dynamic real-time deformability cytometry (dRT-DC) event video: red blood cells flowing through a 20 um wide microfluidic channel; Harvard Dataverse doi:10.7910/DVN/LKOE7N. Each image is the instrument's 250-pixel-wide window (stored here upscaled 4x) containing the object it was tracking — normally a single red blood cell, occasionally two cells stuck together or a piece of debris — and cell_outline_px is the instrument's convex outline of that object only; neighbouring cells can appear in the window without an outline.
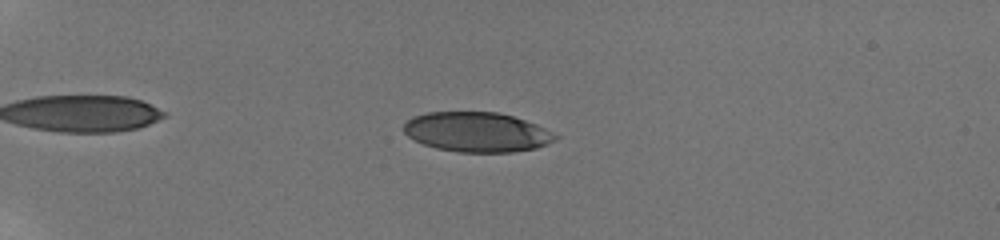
{"species": "human", "species_latin": "Homo sapiens", "temperature_condition": "room temperature", "stored_images_in_passage": 57, "camera_frame_rate_fps": 3000, "um_per_image_px": 0.085, "donor": {"sex": "male"}, "frame": {"image": 1, "passage_image": 17, "time_ms": 5.333, "image_size_px": [1000, 240], "cell_outline_px": [[560, 136], [556, 140], [548, 144], [536, 148], [512, 152], [456, 152], [436, 148], [424, 144], [408, 136], [404, 132], [404, 124], [412, 116], [428, 112], [500, 112], [536, 124]], "centroid_in_image_um": [40.55, 11.22], "position_along_channel_um": 44.5, "area_um2": 35.14}}
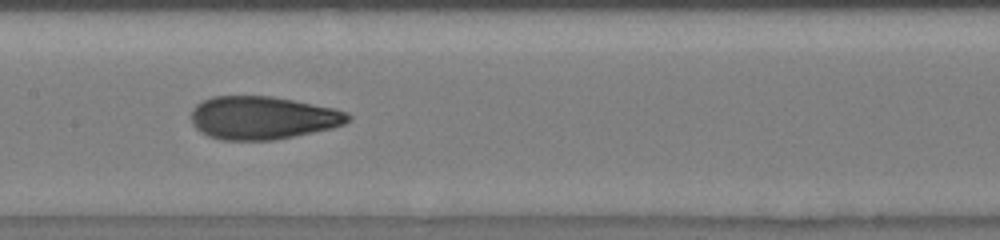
{"frame": {"image": 2, "passage_image": 33, "time_ms": 10.667, "image_size_px": [1000, 240], "cell_outline_px": [[352, 116], [344, 124], [332, 128], [272, 140], [220, 140], [208, 136], [200, 132], [192, 124], [192, 108], [196, 104], [212, 96], [272, 96], [336, 108], [348, 112]], "centroid_in_image_um": [22.31, 10.01], "position_along_channel_um": 185.1, "area_um2": 39.42}}
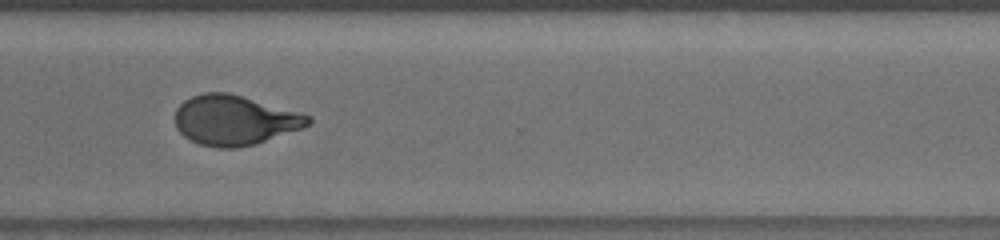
{"frame": {"image": 3, "passage_image": 46, "time_ms": 15.0, "image_size_px": [1000, 240], "cell_outline_px": [[312, 124], [304, 128], [256, 144], [236, 148], [220, 148], [200, 144], [184, 136], [176, 128], [176, 108], [184, 100], [192, 96], [204, 92], [228, 92], [312, 116]], "centroid_in_image_um": [19.96, 10.22], "position_along_channel_um": 350.6, "area_um2": 38.67}, "authors_computed_cell_mechanics": {"area_um2": 38.2636, "velocity_mm_per_s": 3.8358, "shape_relaxation_time_tau1_ms": 6.3344, "shape_relaxation_time_tau2_ms": 0.9458, "deformation_change_tau1": 0.2292, "deformation_change_tau2": 0.0758}}